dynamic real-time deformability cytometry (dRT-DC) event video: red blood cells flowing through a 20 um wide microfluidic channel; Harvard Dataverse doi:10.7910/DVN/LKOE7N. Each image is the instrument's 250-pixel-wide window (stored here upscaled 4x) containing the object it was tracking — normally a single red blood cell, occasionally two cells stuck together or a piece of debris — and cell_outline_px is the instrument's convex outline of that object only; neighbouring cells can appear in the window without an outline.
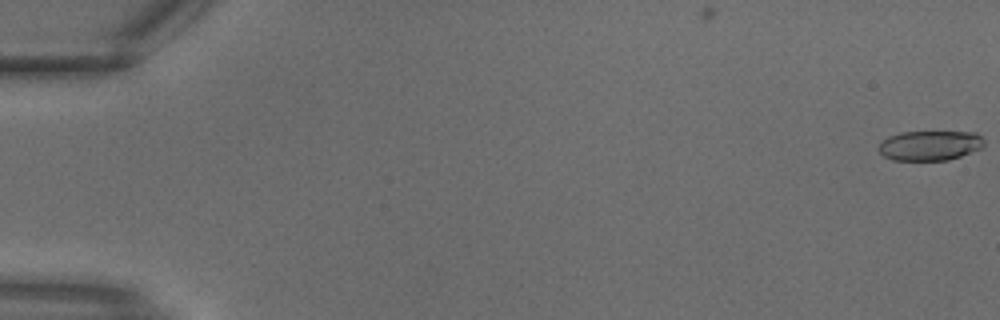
{"species": "common noctule bat (a hibernating species)", "species_latin": "Nyctalus noctula", "temperature_condition": "warm", "stored_images_in_passage": 16, "camera_frame_rate_fps": 3000, "um_per_image_px": 0.085, "animal": {"sex": "male", "body_mass_g": 18.8}, "frame": {"image": 1, "passage_image": 1, "time_ms": 0.0, "image_size_px": [1000, 320], "cell_outline_px": [[984, 148], [948, 160], [892, 160], [884, 156], [880, 152], [880, 144], [888, 136], [900, 132], [976, 132], [984, 140]], "centroid_in_image_um": [79.08, 12.37], "position_along_channel_um": 5.9, "area_um2": 18.32}}
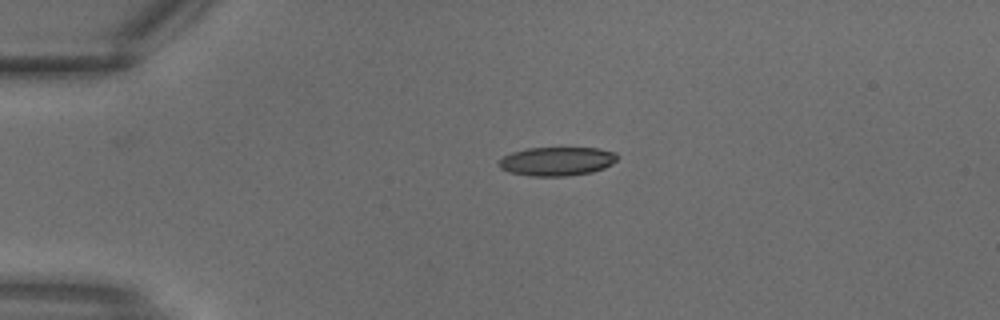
{"frame": {"image": 2, "passage_image": 8, "time_ms": 2.333, "image_size_px": [1000, 320], "cell_outline_px": [[620, 156], [612, 164], [604, 168], [592, 172], [568, 176], [528, 176], [508, 172], [500, 168], [496, 164], [504, 156], [512, 152], [528, 148], [600, 148], [616, 152]], "centroid_in_image_um": [47.35, 13.71], "position_along_channel_um": 37.7, "area_um2": 20.11}}